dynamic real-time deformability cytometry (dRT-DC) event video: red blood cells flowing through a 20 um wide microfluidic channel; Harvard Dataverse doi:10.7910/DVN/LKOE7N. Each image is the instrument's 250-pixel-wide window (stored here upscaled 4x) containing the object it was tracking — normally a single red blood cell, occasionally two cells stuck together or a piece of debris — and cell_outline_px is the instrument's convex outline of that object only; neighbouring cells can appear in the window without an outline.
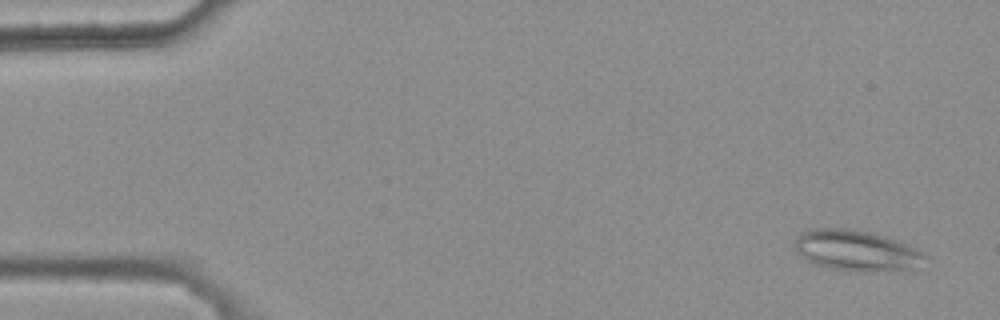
{"species": "common noctule bat (a hibernating species)", "species_latin": "Nyctalus noctula", "temperature_condition": "warm", "stored_images_in_passage": 5, "camera_frame_rate_fps": 3000, "um_per_image_px": 0.085, "animal": {"sex": "female", "body_mass_g": 25.1}, "frame": {"image": 1, "passage_image": 1, "time_ms": 0.0, "image_size_px": [1000, 320], "cell_outline_px": [[928, 256], [908, 268], [856, 272], [832, 268], [816, 264], [800, 256], [796, 248], [796, 236], [800, 232], [816, 228], [844, 228], [868, 232], [884, 236], [896, 240], [924, 252]], "centroid_in_image_um": [72.72, 21.27], "position_along_channel_um": 12.3, "area_um2": 30.06}}